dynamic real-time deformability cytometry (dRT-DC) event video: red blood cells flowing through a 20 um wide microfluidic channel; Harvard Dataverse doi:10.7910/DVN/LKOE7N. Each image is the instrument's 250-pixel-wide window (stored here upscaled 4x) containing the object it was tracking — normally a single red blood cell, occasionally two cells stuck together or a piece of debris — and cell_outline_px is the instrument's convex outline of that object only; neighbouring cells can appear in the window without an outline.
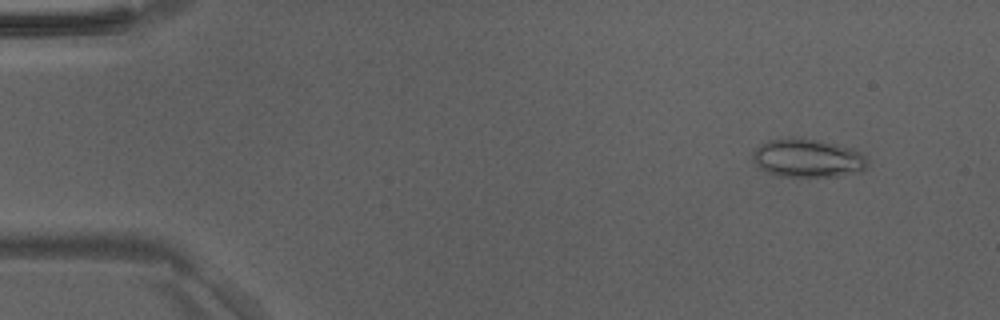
{"species": "Egyptian fruit bat (a non-hibernating species)", "species_latin": "Rousettus aegyptiacus", "temperature_condition": "room temperature", "stored_images_in_passage": 49, "segment_of_instrument_passage": [1, 2], "camera_frame_rate_fps": 3000, "um_per_image_px": 0.085, "animal": {"sex": "male"}, "frame": {"image": 1, "passage_image": 4, "time_ms": 1.0, "image_size_px": [1000, 320], "cell_outline_px": [[868, 164], [860, 172], [836, 176], [776, 176], [760, 168], [756, 164], [752, 156], [756, 148], [760, 144], [768, 140], [796, 136], [816, 140], [852, 148], [860, 152], [868, 160]], "centroid_in_image_um": [68.64, 13.43], "position_along_channel_um": 16.4, "area_um2": 25.66}}
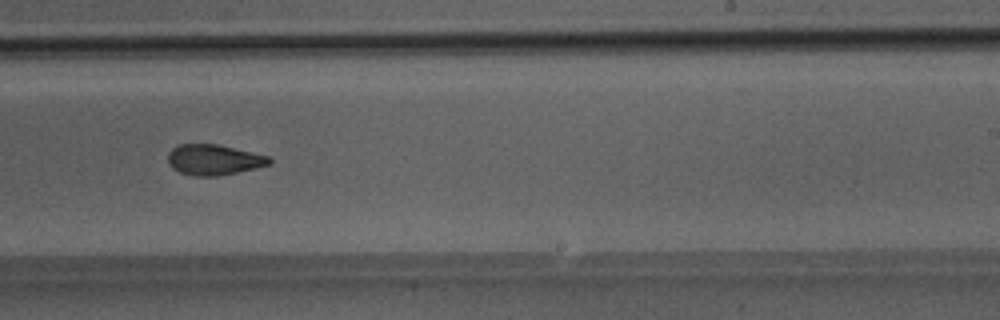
{"frame": {"image": 2, "passage_image": 30, "time_ms": 9.667, "image_size_px": [1000, 320], "cell_outline_px": [[272, 164], [256, 168], [216, 176], [196, 176], [180, 172], [172, 168], [168, 164], [168, 152], [172, 148], [180, 144], [216, 144], [252, 152], [268, 156], [272, 160]], "centroid_in_image_um": [18.16, 13.58], "position_along_channel_um": 270.8, "area_um2": 17.98}}
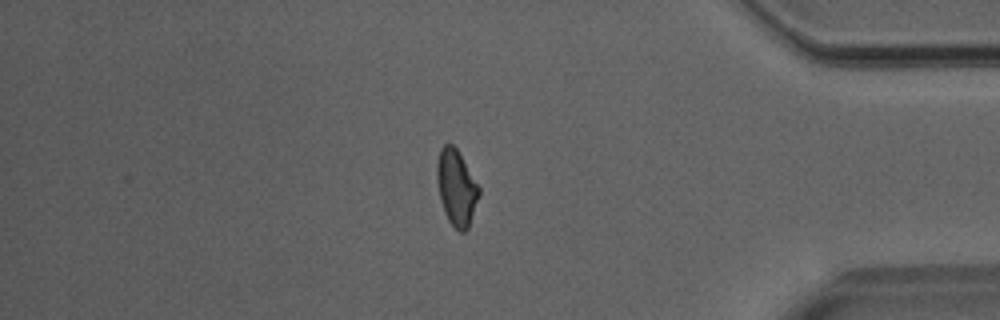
{"frame": {"image": 3, "passage_image": 41, "time_ms": 13.333, "image_size_px": [1000, 320], "cell_outline_px": [[480, 196], [468, 228], [464, 232], [460, 232], [448, 220], [444, 212], [440, 200], [436, 180], [436, 164], [440, 148], [444, 144], [452, 144], [456, 148], [480, 188]], "centroid_in_image_um": [38.78, 15.95], "position_along_channel_um": 396.4, "area_um2": 18.61}}